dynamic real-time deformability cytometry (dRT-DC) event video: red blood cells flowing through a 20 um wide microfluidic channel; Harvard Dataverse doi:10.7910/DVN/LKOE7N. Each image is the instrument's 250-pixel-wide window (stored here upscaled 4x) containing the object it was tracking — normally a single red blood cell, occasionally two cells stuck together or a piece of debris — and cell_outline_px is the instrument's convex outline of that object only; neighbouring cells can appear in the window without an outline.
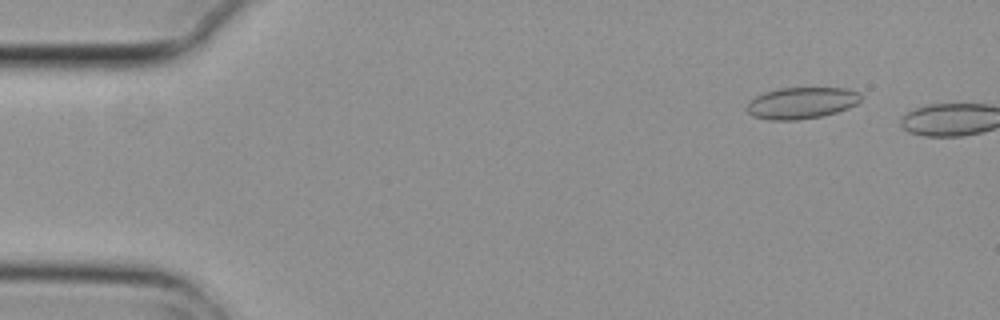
{"species": "common noctule bat (a hibernating species)", "species_latin": "Nyctalus noctula", "temperature_condition": "cold", "stored_images_in_passage": 3, "camera_frame_rate_fps": 3000, "um_per_image_px": 0.085, "animal": {"sex": "female", "body_mass_g": 29.2, "forearm_length_mm": 56.3}, "frame": {"image": 1, "passage_image": 2, "time_ms": 0.333, "image_size_px": [1000, 320], "cell_outline_px": [[860, 100], [856, 104], [848, 108], [836, 112], [820, 116], [796, 120], [768, 120], [752, 116], [744, 108], [748, 100], [764, 92], [780, 88], [848, 88], [860, 92]], "centroid_in_image_um": [68.08, 8.75], "position_along_channel_um": 16.9, "area_um2": 21.1}}